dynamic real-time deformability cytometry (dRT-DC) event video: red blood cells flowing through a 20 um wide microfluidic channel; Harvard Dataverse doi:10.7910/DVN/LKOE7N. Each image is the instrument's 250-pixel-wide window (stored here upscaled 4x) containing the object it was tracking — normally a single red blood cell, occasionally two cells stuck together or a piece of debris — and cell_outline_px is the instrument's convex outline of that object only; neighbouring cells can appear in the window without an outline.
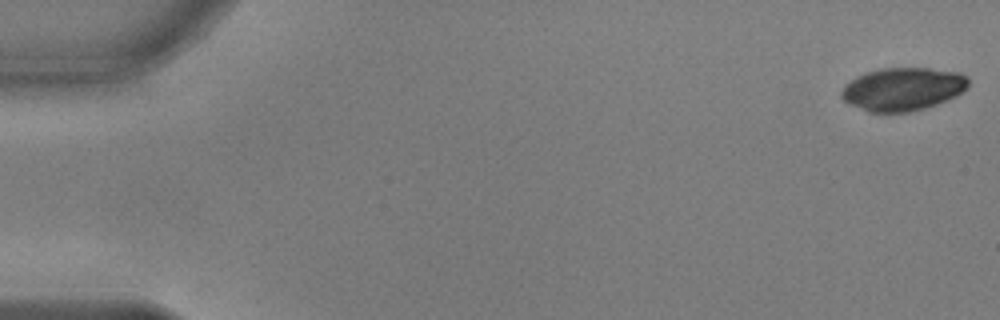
{"species": "common noctule bat (a hibernating species)", "species_latin": "Nyctalus noctula", "temperature_condition": "warm", "stored_images_in_passage": 53, "camera_frame_rate_fps": 3000, "um_per_image_px": 0.085, "animal": {"sex": "male", "body_mass_g": 17.9, "forearm_length_mm": 54.2}, "frame": {"image": 1, "passage_image": 1, "time_ms": 0.0, "image_size_px": [1000, 320], "cell_outline_px": [[968, 84], [956, 96], [936, 104], [924, 108], [908, 112], [868, 112], [848, 104], [840, 96], [840, 92], [844, 84], [856, 76], [868, 72], [884, 68], [928, 68], [960, 72], [968, 76]], "centroid_in_image_um": [76.7, 7.57], "position_along_channel_um": 8.3, "area_um2": 31.85}}
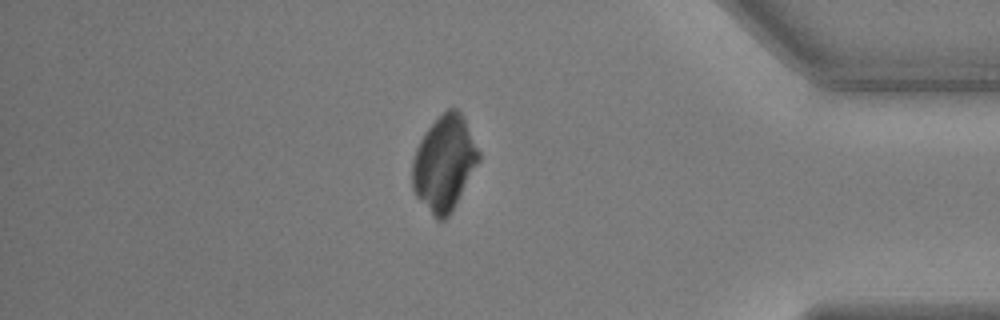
{"frame": {"image": 2, "passage_image": 46, "time_ms": 15.0, "image_size_px": [1000, 320], "cell_outline_px": [[480, 160], [452, 212], [444, 220], [436, 220], [416, 196], [412, 188], [412, 160], [416, 148], [420, 140], [428, 128], [448, 108], [456, 108], [464, 116], [480, 152]], "centroid_in_image_um": [37.77, 13.89], "position_along_channel_um": 397.4, "area_um2": 36.82}}
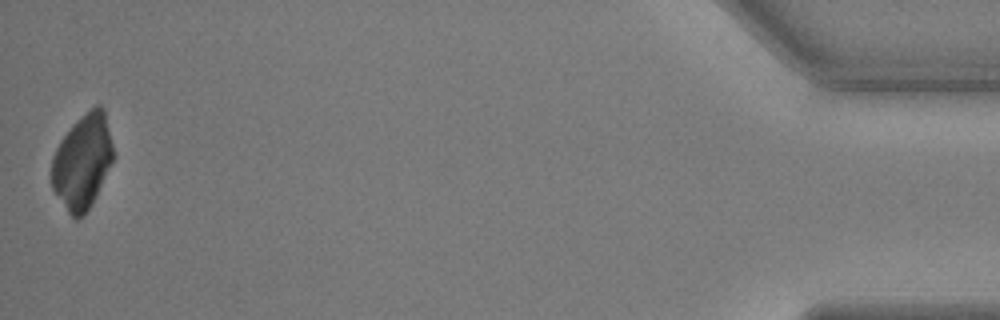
{"frame": {"image": 3, "passage_image": 53, "time_ms": 17.333, "image_size_px": [1000, 320], "cell_outline_px": [[112, 160], [92, 204], [76, 220], [68, 212], [52, 188], [52, 156], [60, 140], [72, 124], [76, 120], [96, 104], [100, 104], [104, 108], [112, 144]], "centroid_in_image_um": [6.99, 13.7], "position_along_channel_um": 428.2, "area_um2": 33.35}}